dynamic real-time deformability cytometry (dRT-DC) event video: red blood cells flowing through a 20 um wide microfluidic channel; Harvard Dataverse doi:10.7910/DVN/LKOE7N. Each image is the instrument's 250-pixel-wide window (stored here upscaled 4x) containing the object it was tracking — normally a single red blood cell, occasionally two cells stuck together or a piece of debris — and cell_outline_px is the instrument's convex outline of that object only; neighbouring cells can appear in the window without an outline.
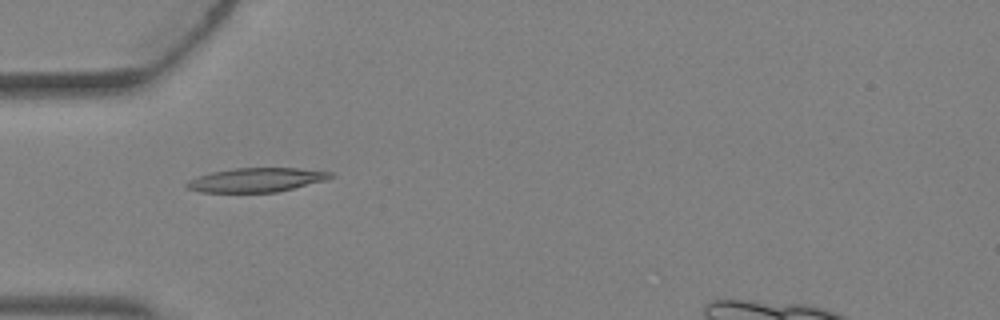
{"species": "Egyptian fruit bat (a non-hibernating species)", "species_latin": "Rousettus aegyptiacus", "temperature_condition": "warm", "stored_images_in_passage": 4, "camera_frame_rate_fps": 3000, "um_per_image_px": 0.085, "animal": {"sex": "female"}, "frame": {"image": 1, "passage_image": 4, "time_ms": 1.0, "image_size_px": [1000, 320], "cell_outline_px": [[336, 176], [328, 180], [276, 192], [200, 192], [188, 188], [184, 184], [188, 180], [212, 172], [236, 168], [300, 168], [336, 172]], "centroid_in_image_um": [21.88, 15.29], "position_along_channel_um": 63.1, "area_um2": 20.29}}